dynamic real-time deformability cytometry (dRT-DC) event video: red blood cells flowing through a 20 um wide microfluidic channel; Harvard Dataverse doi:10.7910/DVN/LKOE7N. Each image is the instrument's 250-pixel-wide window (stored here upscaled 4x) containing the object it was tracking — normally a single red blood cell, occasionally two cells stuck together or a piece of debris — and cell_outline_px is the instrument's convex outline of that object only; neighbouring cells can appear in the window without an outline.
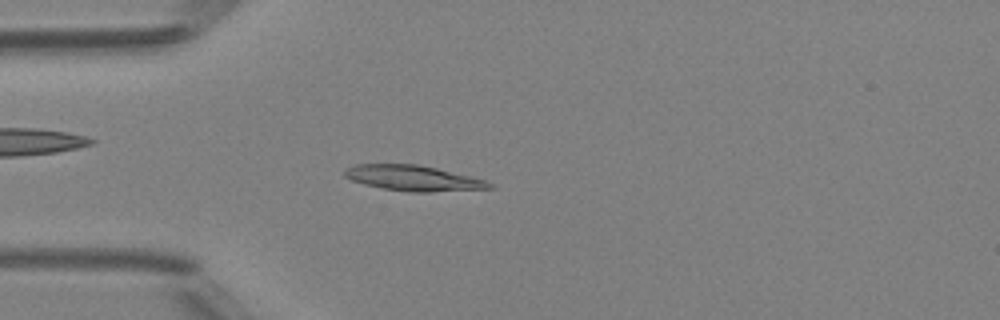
{"species": "Egyptian fruit bat (a non-hibernating species)", "species_latin": "Rousettus aegyptiacus", "temperature_condition": "room temperature", "stored_images_in_passage": 48, "camera_frame_rate_fps": 3000, "um_per_image_px": 0.085, "animal": {"sex": "female"}, "frame": {"image": 1, "passage_image": 13, "time_ms": 4.0, "image_size_px": [1000, 320], "cell_outline_px": [[496, 188], [432, 192], [408, 192], [384, 188], [364, 184], [352, 180], [344, 176], [344, 172], [348, 168], [356, 164], [416, 164], [436, 168], [472, 176], [484, 180], [492, 184]], "centroid_in_image_um": [35.16, 15.14], "position_along_channel_um": 49.8, "area_um2": 21.39}}
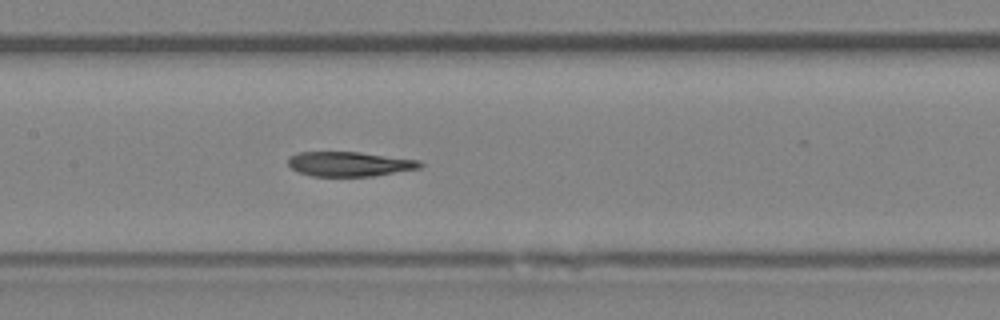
{"frame": {"image": 2, "passage_image": 23, "time_ms": 7.333, "image_size_px": [1000, 320], "cell_outline_px": [[424, 164], [420, 168], [372, 176], [312, 176], [300, 172], [292, 168], [288, 164], [288, 156], [296, 152], [360, 152], [420, 160]], "centroid_in_image_um": [29.7, 13.93], "position_along_channel_um": 177.7, "area_um2": 18.96}}
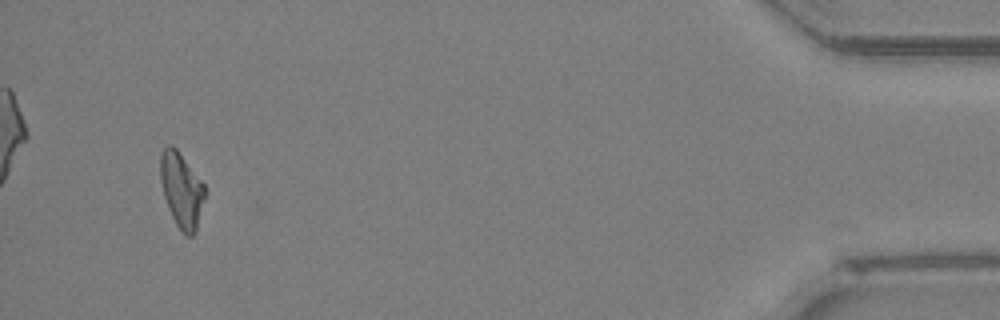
{"frame": {"image": 3, "passage_image": 46, "time_ms": 15.0, "image_size_px": [1000, 320], "cell_outline_px": [[204, 196], [196, 232], [192, 236], [184, 236], [176, 224], [168, 208], [164, 196], [160, 180], [160, 152], [168, 144], [172, 144], [176, 148], [204, 184]], "centroid_in_image_um": [15.4, 16.15], "position_along_channel_um": 419.8, "area_um2": 19.31}}